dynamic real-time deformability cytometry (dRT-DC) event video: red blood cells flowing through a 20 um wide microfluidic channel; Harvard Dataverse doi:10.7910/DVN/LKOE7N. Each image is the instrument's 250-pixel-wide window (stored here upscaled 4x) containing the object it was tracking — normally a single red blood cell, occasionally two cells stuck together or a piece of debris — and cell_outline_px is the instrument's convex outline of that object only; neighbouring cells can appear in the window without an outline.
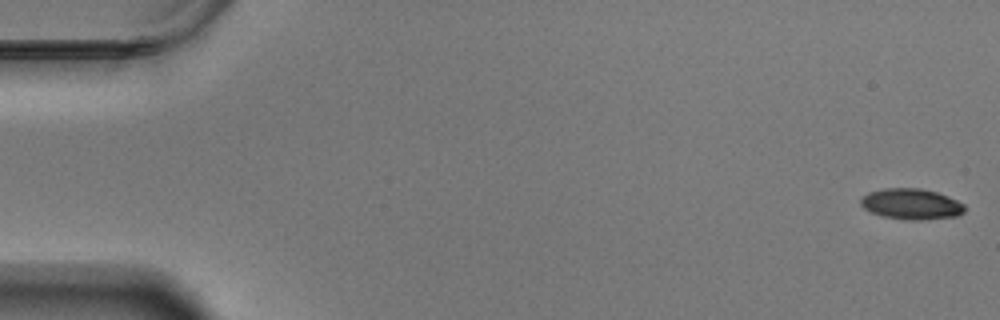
{"species": "Egyptian fruit bat (a non-hibernating species)", "species_latin": "Rousettus aegyptiacus", "temperature_condition": "warm", "stored_images_in_passage": 58, "camera_frame_rate_fps": 3000, "um_per_image_px": 0.085, "animal": {"sex": "male"}, "frame": {"image": 1, "passage_image": 1, "time_ms": 0.0, "image_size_px": [1000, 320], "cell_outline_px": [[968, 208], [964, 212], [956, 216], [924, 220], [904, 220], [880, 216], [864, 208], [860, 204], [860, 196], [868, 192], [884, 188], [920, 188], [936, 192], [948, 196], [964, 204]], "centroid_in_image_um": [77.45, 17.35], "position_along_channel_um": 7.6, "area_um2": 18.96}}
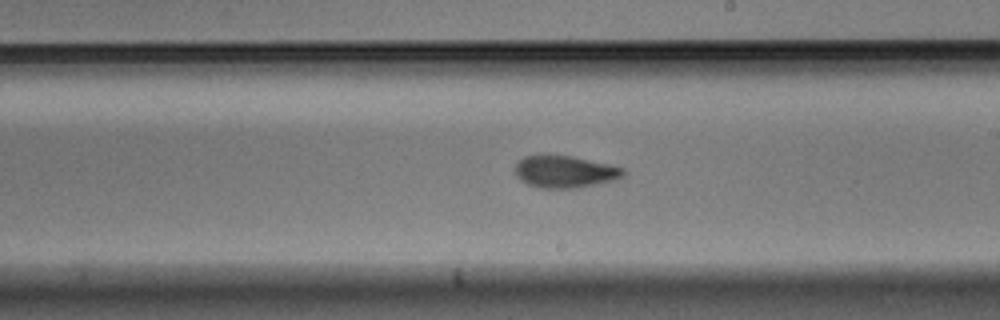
{"frame": {"image": 2, "passage_image": 34, "time_ms": 11.0, "image_size_px": [1000, 320], "cell_outline_px": [[624, 176], [596, 184], [576, 188], [540, 188], [528, 184], [520, 180], [516, 176], [516, 164], [524, 156], [540, 152], [544, 152], [572, 156], [608, 164], [624, 168]], "centroid_in_image_um": [47.94, 14.55], "position_along_channel_um": 241.1, "area_um2": 20.58}}
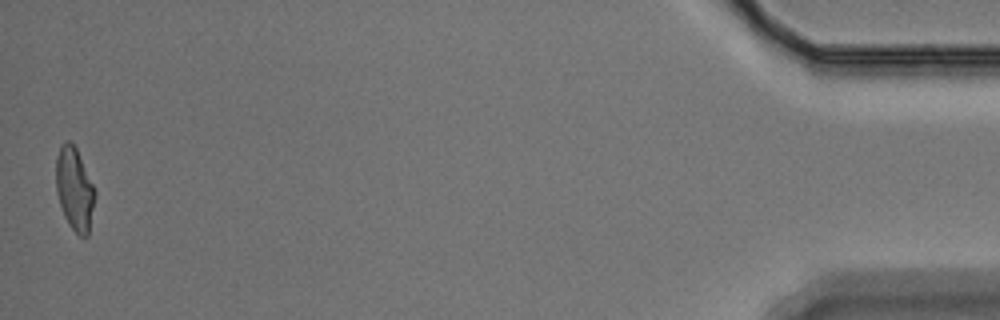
{"frame": {"image": 3, "passage_image": 58, "time_ms": 19.0, "image_size_px": [1000, 320], "cell_outline_px": [[96, 196], [88, 236], [80, 236], [68, 224], [64, 216], [56, 192], [56, 156], [60, 144], [64, 140], [68, 140], [76, 148], [96, 192]], "centroid_in_image_um": [6.33, 16.06], "position_along_channel_um": 428.9, "area_um2": 18.84}, "authors_computed_cell_mechanics": {"area_um2": 19.5942, "velocity_mm_per_s": 3.4896, "shape_relaxation_time_tau1_ms": 9.0978, "shape_relaxation_time_tau2_ms": 4.0199, "deformation_change_tau1": 0.223, "deformation_change_tau2": 0.1131}}